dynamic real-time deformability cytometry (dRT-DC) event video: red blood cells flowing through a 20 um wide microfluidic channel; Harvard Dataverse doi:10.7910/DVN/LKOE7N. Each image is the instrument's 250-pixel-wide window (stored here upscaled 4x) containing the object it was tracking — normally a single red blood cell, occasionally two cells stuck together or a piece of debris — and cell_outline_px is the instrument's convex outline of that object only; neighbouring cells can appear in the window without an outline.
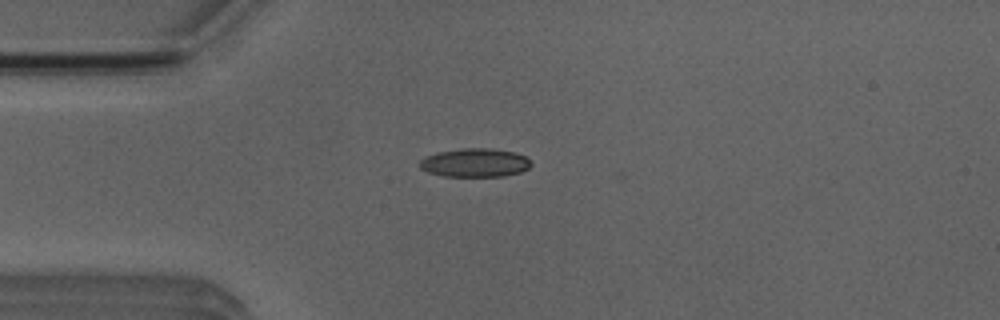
{"species": "Egyptian fruit bat (a non-hibernating species)", "species_latin": "Rousettus aegyptiacus", "temperature_condition": "room temperature", "stored_images_in_passage": 1, "camera_frame_rate_fps": 3000, "um_per_image_px": 0.085, "animal": {"sex": "male"}, "frame": {"image": 1, "passage_image": 1, "time_ms": 0.0, "image_size_px": [1000, 320], "cell_outline_px": [[532, 164], [528, 168], [520, 172], [504, 176], [444, 176], [428, 172], [420, 168], [420, 160], [424, 156], [436, 152], [460, 148], [492, 148], [516, 152], [524, 156]], "centroid_in_image_um": [40.35, 13.82], "position_along_channel_um": 44.7, "area_um2": 18.67}}